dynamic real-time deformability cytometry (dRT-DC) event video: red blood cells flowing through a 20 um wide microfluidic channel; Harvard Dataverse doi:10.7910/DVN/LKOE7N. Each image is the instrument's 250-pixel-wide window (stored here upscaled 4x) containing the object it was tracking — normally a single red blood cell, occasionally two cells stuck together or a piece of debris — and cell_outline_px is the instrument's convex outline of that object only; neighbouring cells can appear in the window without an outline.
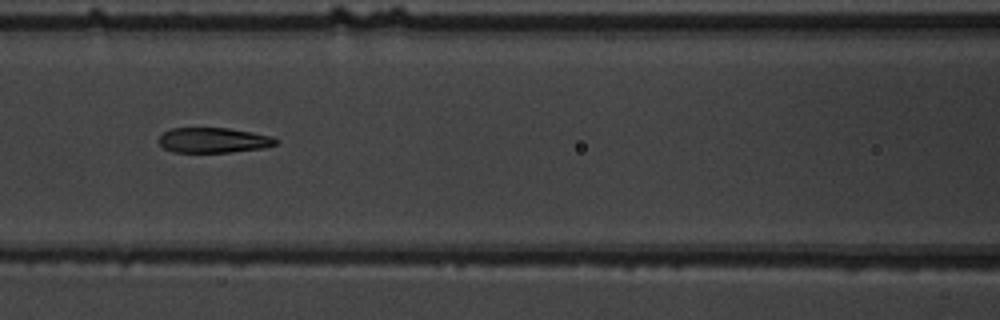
{"species": "common noctule bat (a hibernating species)", "species_latin": "Nyctalus noctula", "temperature_condition": "warm", "stored_images_in_passage": 11, "camera_frame_rate_fps": 3000, "um_per_image_px": 0.085, "animal": {"sex": "male", "body_mass_g": 19.5, "forearm_length_mm": 54.6}, "frame": {"image": 1, "passage_image": 7, "time_ms": 7.667, "image_size_px": [1000, 320], "cell_outline_px": [[276, 144], [264, 148], [228, 152], [172, 152], [164, 148], [160, 144], [160, 136], [164, 132], [172, 128], [228, 128], [252, 132], [272, 136], [276, 140]], "centroid_in_image_um": [18.14, 11.92], "position_along_channel_um": 148.5, "area_um2": 16.99}}
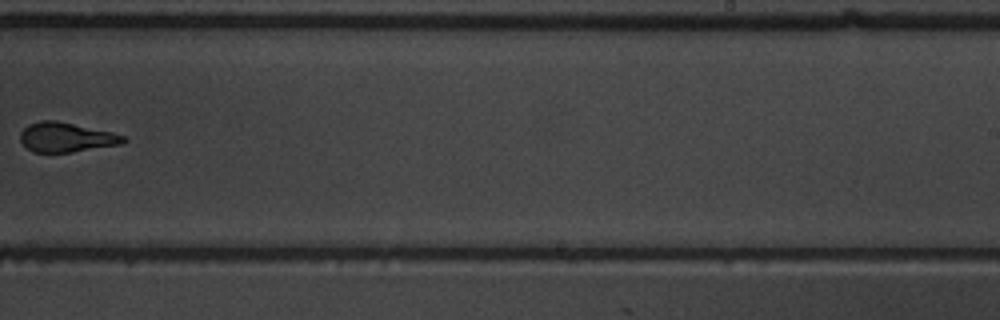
{"frame": {"image": 2, "passage_image": 10, "time_ms": 11.333, "image_size_px": [1000, 320], "cell_outline_px": [[128, 140], [120, 144], [72, 152], [32, 152], [20, 140], [20, 132], [28, 124], [40, 120], [56, 120], [112, 132], [124, 136]], "centroid_in_image_um": [5.61, 11.66], "position_along_channel_um": 283.4, "area_um2": 17.69}}
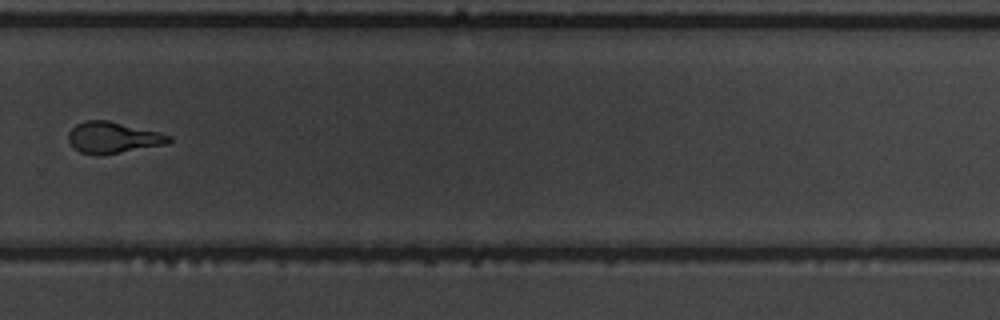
{"frame": {"image": 3, "passage_image": 11, "time_ms": 12.333, "image_size_px": [1000, 320], "cell_outline_px": [[172, 140], [168, 144], [100, 156], [96, 156], [80, 152], [68, 140], [68, 132], [76, 124], [84, 120], [108, 120], [160, 132], [172, 136]], "centroid_in_image_um": [9.62, 11.7], "position_along_channel_um": 320.2, "area_um2": 18.55}}